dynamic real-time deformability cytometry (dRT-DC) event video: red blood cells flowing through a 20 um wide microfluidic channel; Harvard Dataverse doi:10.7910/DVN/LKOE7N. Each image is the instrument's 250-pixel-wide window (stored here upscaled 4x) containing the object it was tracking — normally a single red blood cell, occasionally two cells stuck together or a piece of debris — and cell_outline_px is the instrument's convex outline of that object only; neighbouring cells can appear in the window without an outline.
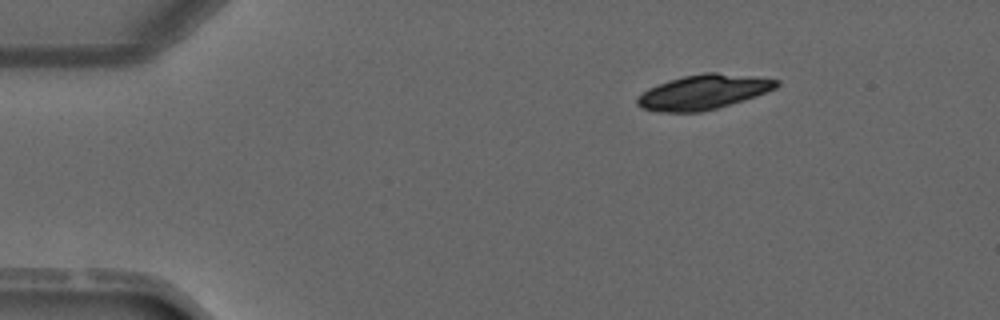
{"species": "common noctule bat (a hibernating species)", "species_latin": "Nyctalus noctula", "temperature_condition": "warm", "stored_images_in_passage": 6, "camera_frame_rate_fps": 3000, "um_per_image_px": 0.085, "animal": {"sex": "male", "forearm_length_mm": 52.5}, "frame": {"image": 1, "passage_image": 1, "time_ms": 0.0, "image_size_px": [1000, 320], "cell_outline_px": [[780, 84], [776, 88], [756, 96], [716, 108], [700, 112], [660, 112], [640, 108], [636, 104], [636, 96], [648, 88], [668, 80], [684, 76], [704, 72], [716, 72], [752, 76], [780, 80]], "centroid_in_image_um": [59.75, 7.82], "position_along_channel_um": 25.3, "area_um2": 28.21}}